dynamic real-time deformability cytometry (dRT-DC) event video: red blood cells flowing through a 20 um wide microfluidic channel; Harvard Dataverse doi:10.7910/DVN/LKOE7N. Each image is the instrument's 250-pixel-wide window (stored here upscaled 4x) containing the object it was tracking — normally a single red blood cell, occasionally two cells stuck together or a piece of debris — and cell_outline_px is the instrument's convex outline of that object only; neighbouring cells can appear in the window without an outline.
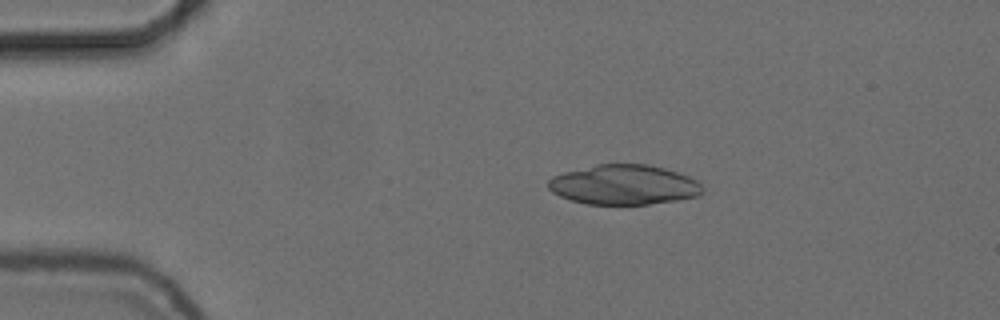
{"species": "common noctule bat (a hibernating species)", "species_latin": "Nyctalus noctula", "temperature_condition": "cold", "stored_images_in_passage": 39, "camera_frame_rate_fps": 3000, "um_per_image_px": 0.085, "animal": {"sex": "female", "body_mass_g": 24.6, "forearm_length_mm": 56.2}, "frame": {"image": 1, "passage_image": 2, "time_ms": 0.333, "image_size_px": [1000, 320], "cell_outline_px": [[704, 192], [700, 196], [676, 200], [648, 204], [588, 204], [572, 200], [560, 196], [552, 192], [548, 188], [548, 180], [552, 176], [564, 172], [596, 164], [644, 164], [664, 168], [688, 176], [696, 180], [704, 188]], "centroid_in_image_um": [53.04, 15.7], "position_along_channel_um": 32.0, "area_um2": 35.78}}